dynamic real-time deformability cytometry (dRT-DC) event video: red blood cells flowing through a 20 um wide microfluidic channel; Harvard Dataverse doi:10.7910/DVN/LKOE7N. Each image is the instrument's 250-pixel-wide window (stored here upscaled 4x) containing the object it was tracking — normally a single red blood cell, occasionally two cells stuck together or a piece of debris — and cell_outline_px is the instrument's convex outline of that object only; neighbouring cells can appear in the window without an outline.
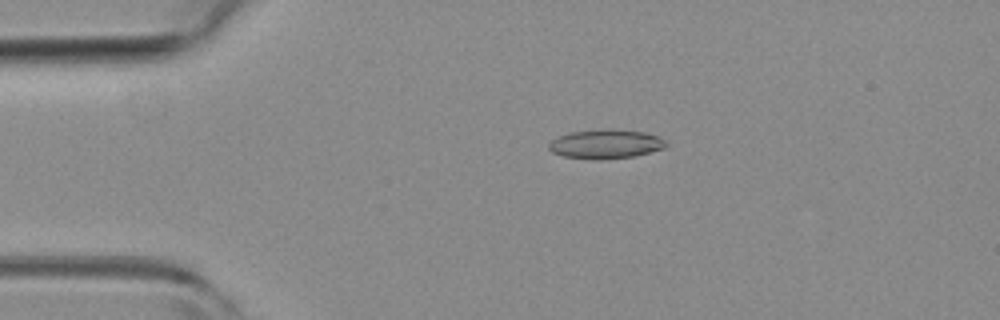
{"species": "common noctule bat (a hibernating species)", "species_latin": "Nyctalus noctula", "temperature_condition": "room temperature", "stored_images_in_passage": 52, "camera_frame_rate_fps": 3000, "um_per_image_px": 0.085, "animal": {"sex": "female", "body_mass_g": 19.3, "forearm_length_mm": 54.1}, "frame": {"image": 1, "passage_image": 11, "time_ms": 3.333, "image_size_px": [1000, 320], "cell_outline_px": [[668, 144], [664, 148], [632, 156], [564, 156], [552, 152], [548, 148], [548, 144], [552, 140], [568, 132], [612, 128], [644, 132], [660, 136]], "centroid_in_image_um": [51.52, 12.17], "position_along_channel_um": 33.5, "area_um2": 18.9}}
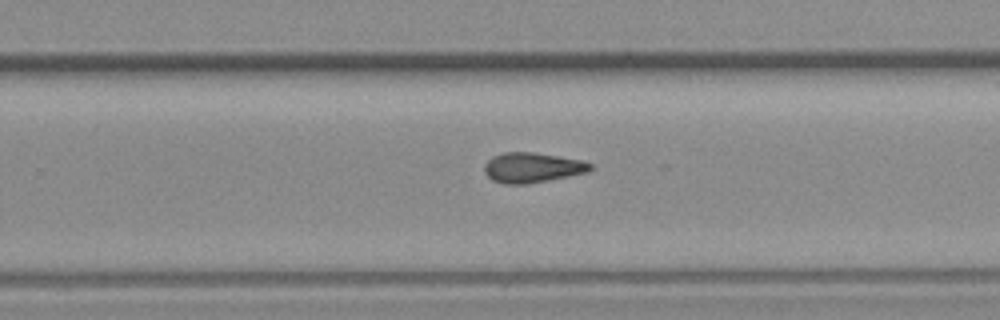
{"frame": {"image": 2, "passage_image": 33, "time_ms": 10.667, "image_size_px": [1000, 320], "cell_outline_px": [[592, 172], [548, 180], [524, 184], [504, 184], [492, 180], [484, 172], [484, 164], [492, 156], [504, 152], [532, 152], [580, 160], [592, 164]], "centroid_in_image_um": [45.24, 14.25], "position_along_channel_um": 284.6, "area_um2": 18.55}}
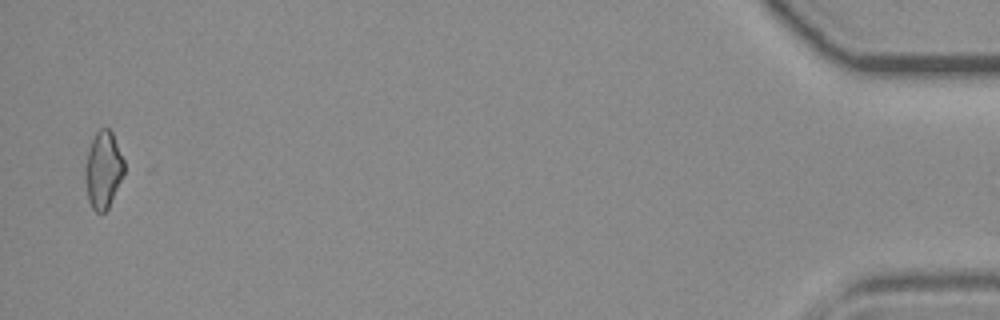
{"frame": {"image": 3, "passage_image": 51, "time_ms": 16.667, "image_size_px": [1000, 320], "cell_outline_px": [[124, 172], [108, 208], [104, 212], [96, 212], [92, 208], [88, 200], [84, 180], [84, 168], [88, 152], [92, 140], [96, 132], [100, 128], [108, 128], [112, 132], [124, 160]], "centroid_in_image_um": [8.75, 14.44], "position_along_channel_um": 426.4, "area_um2": 17.4}, "authors_computed_cell_mechanics": {"area_um2": 18.5827, "velocity_mm_per_s": 3.9662, "shape_relaxation_time_tau1_ms": null, "shape_relaxation_time_tau2_ms": 4.9217, "deformation_change_tau1": null, "deformation_change_tau2": 0.1496}}